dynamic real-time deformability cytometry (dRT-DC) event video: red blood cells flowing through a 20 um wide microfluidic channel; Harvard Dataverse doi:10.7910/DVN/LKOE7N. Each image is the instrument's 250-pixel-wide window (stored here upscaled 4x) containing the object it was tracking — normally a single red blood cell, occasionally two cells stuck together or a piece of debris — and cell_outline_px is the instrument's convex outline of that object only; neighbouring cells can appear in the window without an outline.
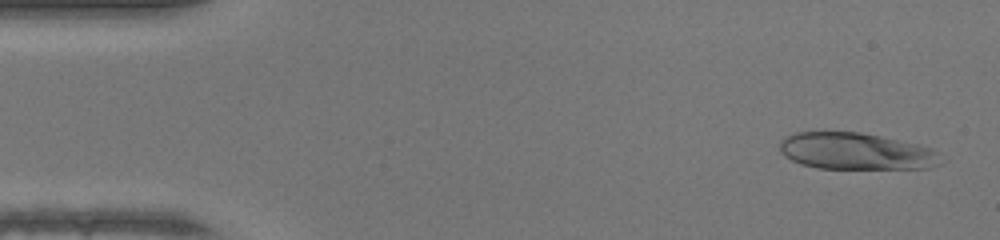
{"species": "human", "species_latin": "Homo sapiens", "temperature_condition": "warm", "stored_images_in_passage": 47, "camera_frame_rate_fps": 3000, "um_per_image_px": 0.085, "donor": {"sex": "female"}, "frame": {"image": 1, "passage_image": 2, "time_ms": 0.333, "image_size_px": [1000, 240], "cell_outline_px": [[948, 160], [940, 164], [928, 168], [816, 168], [800, 164], [784, 156], [780, 152], [780, 140], [784, 136], [796, 132], [860, 132], [880, 136], [916, 144], [932, 148]], "centroid_in_image_um": [72.78, 12.86], "position_along_channel_um": 12.2, "area_um2": 34.74}}
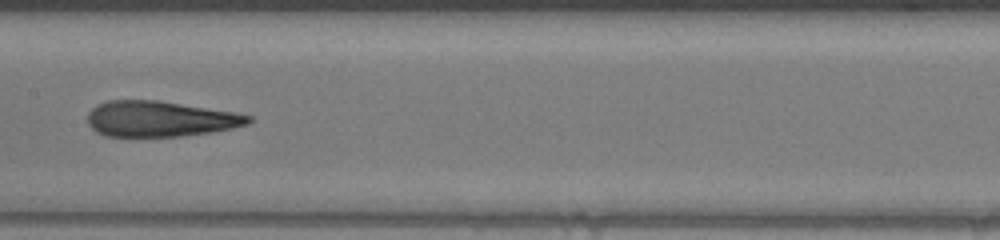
{"frame": {"image": 2, "passage_image": 23, "time_ms": 7.333, "image_size_px": [1000, 240], "cell_outline_px": [[252, 120], [248, 124], [232, 128], [212, 132], [180, 136], [104, 136], [96, 132], [88, 124], [88, 112], [96, 104], [108, 100], [160, 100], [236, 112], [252, 116]], "centroid_in_image_um": [13.6, 10.09], "position_along_channel_um": 193.8, "area_um2": 33.64}}
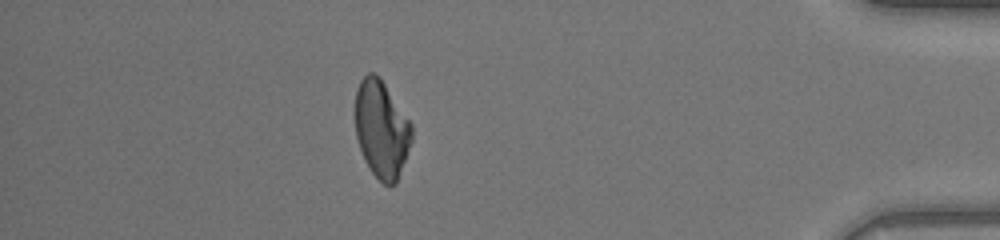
{"frame": {"image": 3, "passage_image": 41, "time_ms": 13.333, "image_size_px": [1000, 240], "cell_outline_px": [[412, 140], [396, 184], [384, 184], [372, 172], [364, 160], [356, 136], [356, 92], [360, 80], [368, 72], [376, 72], [380, 76], [412, 124]], "centroid_in_image_um": [32.44, 10.95], "position_along_channel_um": 402.8, "area_um2": 31.96}, "authors_computed_cell_mechanics": {"area_um2": 34.6222, "velocity_mm_per_s": 4.3223, "shape_relaxation_time_tau1_ms": null, "shape_relaxation_time_tau2_ms": 1.5304, "deformation_change_tau1": null, "deformation_change_tau2": 0.0921}}